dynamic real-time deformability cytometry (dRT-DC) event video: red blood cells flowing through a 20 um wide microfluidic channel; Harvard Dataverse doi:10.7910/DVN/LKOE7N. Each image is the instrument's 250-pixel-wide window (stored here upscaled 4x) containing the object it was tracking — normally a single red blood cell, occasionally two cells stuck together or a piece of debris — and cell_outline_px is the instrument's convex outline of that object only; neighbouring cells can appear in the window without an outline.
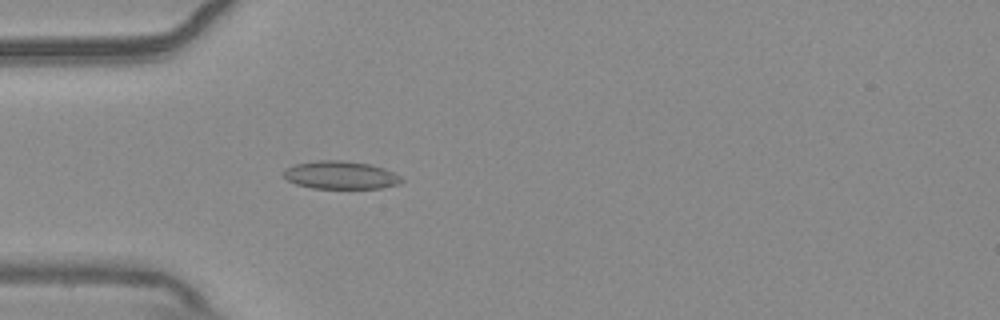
{"species": "common noctule bat (a hibernating species)", "species_latin": "Nyctalus noctula", "temperature_condition": "warm", "stored_images_in_passage": 56, "camera_frame_rate_fps": 3000, "um_per_image_px": 0.085, "animal": {"sex": "male", "body_mass_g": 20.4}, "frame": {"image": 1, "passage_image": 17, "time_ms": 5.333, "image_size_px": [1000, 320], "cell_outline_px": [[404, 180], [400, 184], [380, 188], [312, 188], [296, 184], [288, 180], [284, 176], [284, 168], [296, 164], [316, 160], [340, 160], [372, 164], [384, 168], [400, 176]], "centroid_in_image_um": [28.96, 14.88], "position_along_channel_um": 56.0, "area_um2": 19.25}}
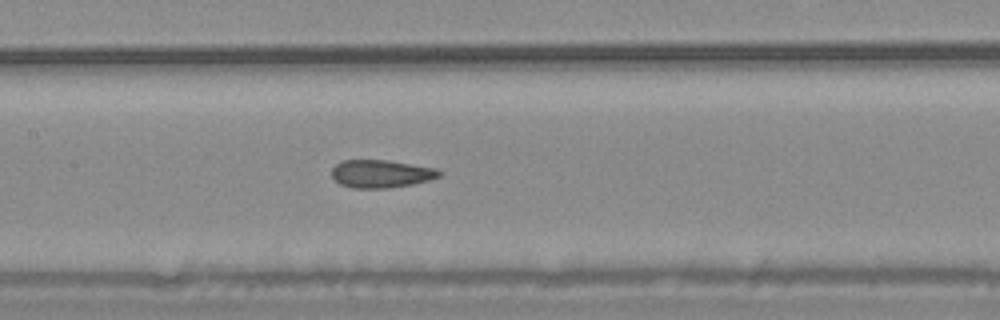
{"frame": {"image": 2, "passage_image": 27, "time_ms": 8.667, "image_size_px": [1000, 320], "cell_outline_px": [[444, 172], [440, 176], [428, 180], [412, 184], [388, 188], [352, 188], [340, 184], [332, 176], [332, 168], [336, 164], [344, 160], [388, 160], [436, 168]], "centroid_in_image_um": [32.41, 14.77], "position_along_channel_um": 175.0, "area_um2": 17.46}}
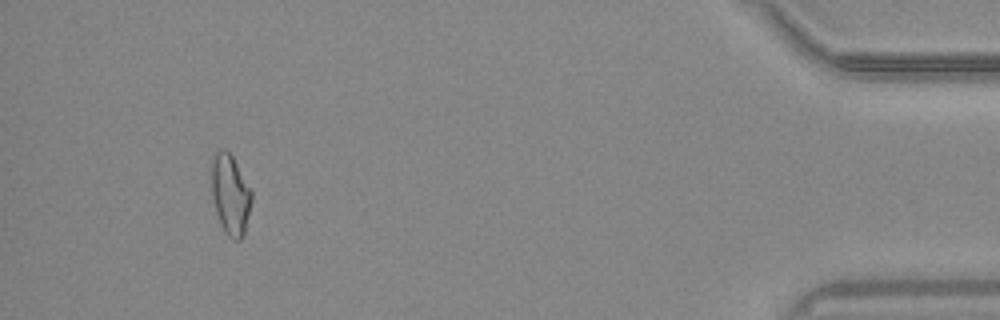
{"frame": {"image": 3, "passage_image": 52, "time_ms": 17.0, "image_size_px": [1000, 320], "cell_outline_px": [[252, 200], [244, 236], [240, 240], [232, 240], [228, 236], [220, 224], [216, 212], [212, 196], [212, 160], [216, 152], [220, 148], [224, 148], [232, 156], [252, 188]], "centroid_in_image_um": [19.6, 16.55], "position_along_channel_um": 415.6, "area_um2": 18.96}, "authors_computed_cell_mechanics": {"area_um2": 18.2937, "velocity_mm_per_s": 3.7, "shape_relaxation_time_tau1_ms": null, "shape_relaxation_time_tau2_ms": 1.6878, "deformation_change_tau1": null, "deformation_change_tau2": 0.104}}